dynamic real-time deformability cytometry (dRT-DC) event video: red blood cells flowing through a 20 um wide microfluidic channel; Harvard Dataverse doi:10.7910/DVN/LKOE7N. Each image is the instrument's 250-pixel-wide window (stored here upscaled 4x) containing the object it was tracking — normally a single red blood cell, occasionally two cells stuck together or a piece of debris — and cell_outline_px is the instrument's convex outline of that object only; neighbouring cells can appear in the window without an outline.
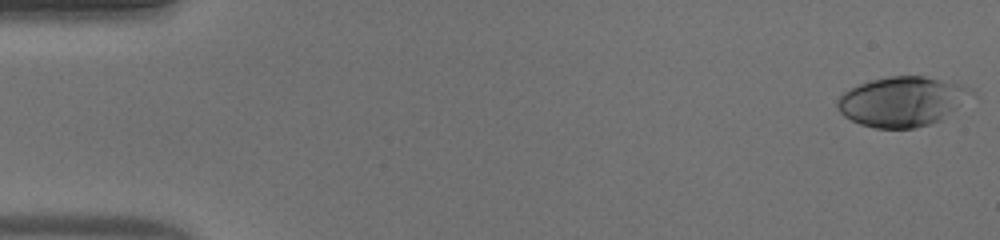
{"species": "human", "species_latin": "Homo sapiens", "temperature_condition": "warm", "stored_images_in_passage": 48, "camera_frame_rate_fps": 3000, "um_per_image_px": 0.085, "donor": {"sex": "male"}, "frame": {"image": 1, "passage_image": 1, "time_ms": 0.0, "image_size_px": [1000, 240], "cell_outline_px": [[976, 88], [972, 92], [940, 120], [916, 128], [876, 128], [860, 124], [844, 116], [836, 108], [836, 100], [844, 92], [860, 84], [872, 80], [888, 76], [924, 76], [960, 84]], "centroid_in_image_um": [76.61, 8.62], "position_along_channel_um": 8.4, "area_um2": 38.15}}
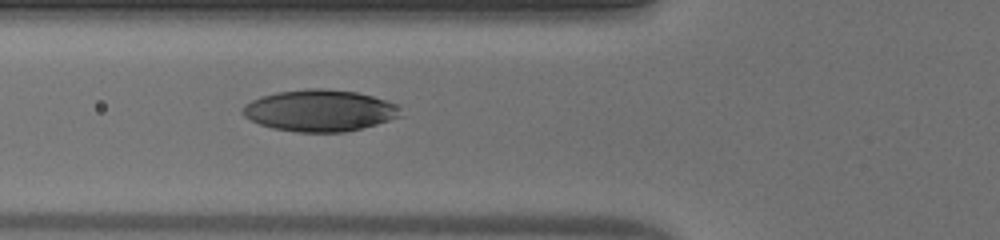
{"frame": {"image": 2, "passage_image": 18, "time_ms": 5.667, "image_size_px": [1000, 240], "cell_outline_px": [[404, 116], [376, 124], [344, 132], [296, 132], [272, 128], [260, 124], [244, 116], [240, 112], [244, 104], [260, 96], [276, 92], [308, 88], [324, 88], [356, 92], [372, 96], [384, 100], [392, 104]], "centroid_in_image_um": [27.11, 9.39], "position_along_channel_um": 98.7, "area_um2": 38.15}}
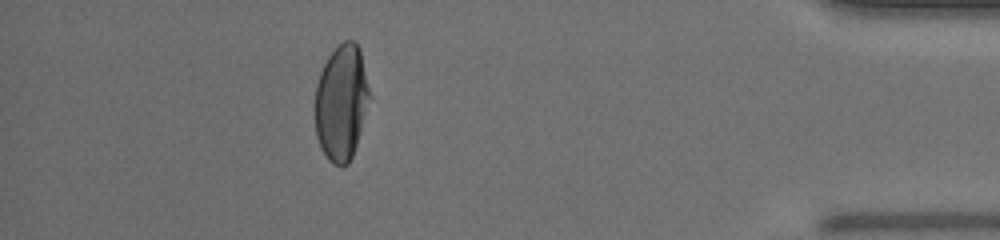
{"frame": {"image": 3, "passage_image": 43, "time_ms": 14.0, "image_size_px": [1000, 240], "cell_outline_px": [[372, 96], [352, 156], [348, 164], [332, 164], [328, 160], [316, 136], [316, 84], [320, 72], [328, 56], [344, 40], [356, 40], [360, 48]], "centroid_in_image_um": [29.05, 8.66], "position_along_channel_um": 406.1, "area_um2": 36.82}, "authors_computed_cell_mechanics": {"area_um2": 38.0613, "velocity_mm_per_s": 4.2703, "shape_relaxation_time_tau1_ms": 4.5749, "shape_relaxation_time_tau2_ms": 0.8804, "deformation_change_tau1": 0.2186, "deformation_change_tau2": 0.0364}}